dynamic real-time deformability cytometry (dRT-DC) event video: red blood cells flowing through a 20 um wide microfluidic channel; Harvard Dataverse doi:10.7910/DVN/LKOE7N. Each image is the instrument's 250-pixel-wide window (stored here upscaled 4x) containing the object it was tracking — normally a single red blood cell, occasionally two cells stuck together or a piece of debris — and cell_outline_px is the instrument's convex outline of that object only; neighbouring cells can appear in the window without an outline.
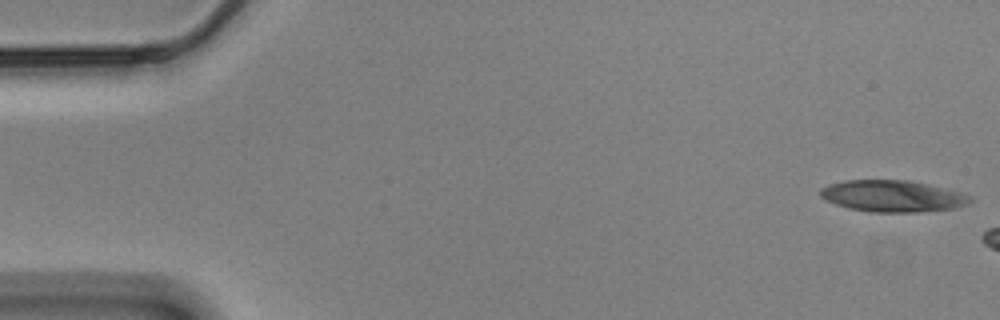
{"species": "Egyptian fruit bat (a non-hibernating species)", "species_latin": "Rousettus aegyptiacus", "temperature_condition": "cold", "stored_images_in_passage": 7, "camera_frame_rate_fps": 3000, "um_per_image_px": 0.085, "animal": {"sex": "male"}, "frame": {"image": 1, "passage_image": 1, "time_ms": 0.0, "image_size_px": [1000, 320], "cell_outline_px": [[972, 200], [968, 204], [956, 208], [916, 212], [868, 212], [848, 208], [824, 200], [820, 196], [820, 188], [828, 184], [844, 180], [908, 180], [928, 184], [964, 192], [972, 196]], "centroid_in_image_um": [75.88, 16.66], "position_along_channel_um": 9.1, "area_um2": 27.92}}